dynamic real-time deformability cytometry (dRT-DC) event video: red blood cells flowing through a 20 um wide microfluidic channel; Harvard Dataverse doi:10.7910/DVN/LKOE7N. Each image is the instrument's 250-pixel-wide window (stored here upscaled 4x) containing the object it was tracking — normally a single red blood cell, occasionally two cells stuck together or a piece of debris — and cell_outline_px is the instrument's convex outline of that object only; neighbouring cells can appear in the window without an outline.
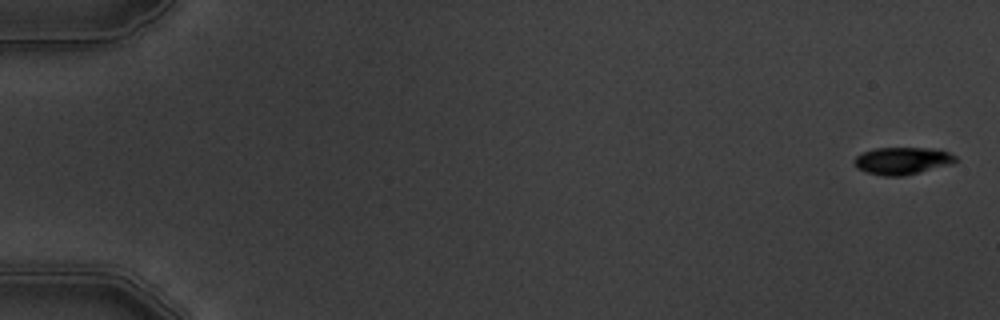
{"species": "common noctule bat (a hibernating species)", "species_latin": "Nyctalus noctula", "temperature_condition": "warm", "stored_images_in_passage": 4, "camera_frame_rate_fps": 3000, "um_per_image_px": 0.085, "animal": {"sex": "male", "body_mass_g": 19.5, "forearm_length_mm": 54.6}, "frame": {"image": 1, "passage_image": 1, "time_ms": 0.0, "image_size_px": [1000, 320], "cell_outline_px": [[956, 160], [952, 164], [904, 176], [884, 176], [864, 172], [856, 168], [852, 160], [860, 152], [876, 148], [936, 148], [948, 152], [956, 156]], "centroid_in_image_um": [76.65, 13.66], "position_along_channel_um": 8.4, "area_um2": 16.36}}